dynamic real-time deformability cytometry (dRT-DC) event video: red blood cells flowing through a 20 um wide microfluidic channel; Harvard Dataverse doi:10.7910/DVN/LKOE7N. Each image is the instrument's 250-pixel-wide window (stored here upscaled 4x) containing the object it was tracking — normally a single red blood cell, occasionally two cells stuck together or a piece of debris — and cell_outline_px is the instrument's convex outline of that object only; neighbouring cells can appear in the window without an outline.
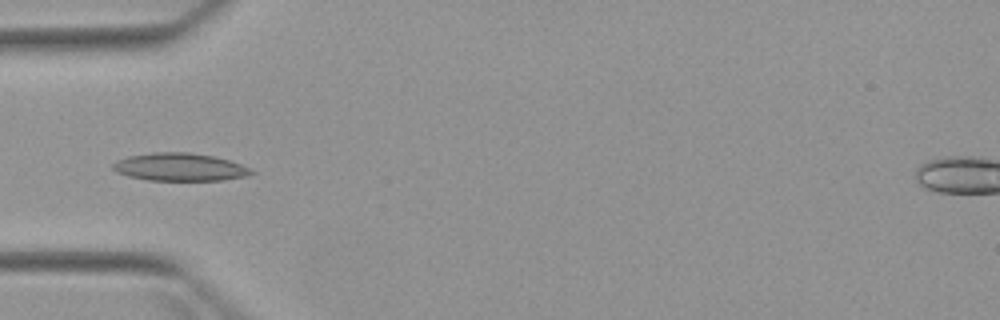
{"species": "Egyptian fruit bat (a non-hibernating species)", "species_latin": "Rousettus aegyptiacus", "temperature_condition": "warm", "stored_images_in_passage": 3, "camera_frame_rate_fps": 3000, "um_per_image_px": 0.085, "animal": {"sex": "female"}, "frame": {"image": 1, "passage_image": 2, "time_ms": 2.333, "image_size_px": [1000, 320], "cell_outline_px": [[256, 172], [244, 176], [224, 180], [148, 180], [128, 176], [116, 172], [112, 168], [112, 164], [116, 160], [128, 156], [152, 152], [188, 152], [212, 156], [228, 160], [240, 164]], "centroid_in_image_um": [15.22, 14.19], "position_along_channel_um": 69.8, "area_um2": 22.31}}
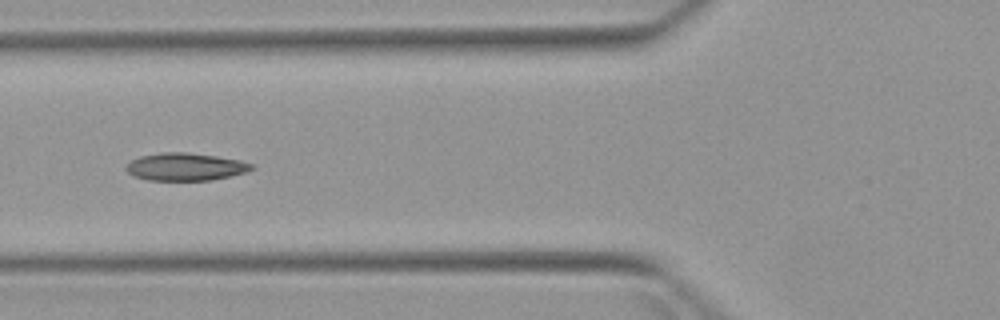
{"frame": {"image": 2, "passage_image": 3, "time_ms": 3.333, "image_size_px": [1000, 320], "cell_outline_px": [[256, 168], [248, 172], [212, 180], [148, 180], [132, 176], [124, 168], [132, 160], [140, 156], [160, 152], [188, 152], [216, 156], [240, 160], [252, 164]], "centroid_in_image_um": [15.77, 14.17], "position_along_channel_um": 110.0, "area_um2": 20.35}}